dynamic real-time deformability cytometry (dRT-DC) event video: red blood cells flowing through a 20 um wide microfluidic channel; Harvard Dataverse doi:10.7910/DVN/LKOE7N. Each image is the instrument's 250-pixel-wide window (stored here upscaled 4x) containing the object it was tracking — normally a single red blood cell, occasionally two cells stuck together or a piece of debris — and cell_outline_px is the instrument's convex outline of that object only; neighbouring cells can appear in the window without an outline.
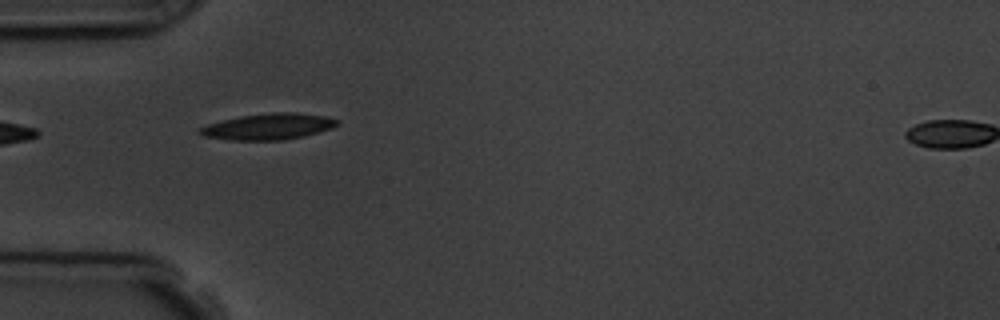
{"species": "common noctule bat (a hibernating species)", "species_latin": "Nyctalus noctula", "temperature_condition": "room temperature", "stored_images_in_passage": 6, "camera_frame_rate_fps": 3000, "um_per_image_px": 0.085, "animal": {"sex": "male", "body_mass_g": 19.5, "forearm_length_mm": 54.6}, "frame": {"image": 1, "passage_image": 5, "time_ms": 4.667, "image_size_px": [1000, 320], "cell_outline_px": [[336, 124], [332, 128], [304, 136], [284, 140], [228, 140], [204, 136], [196, 132], [200, 128], [208, 124], [240, 116], [272, 112], [296, 112], [324, 116], [336, 120]], "centroid_in_image_um": [22.77, 10.76], "position_along_channel_um": 62.2, "area_um2": 20.75}}